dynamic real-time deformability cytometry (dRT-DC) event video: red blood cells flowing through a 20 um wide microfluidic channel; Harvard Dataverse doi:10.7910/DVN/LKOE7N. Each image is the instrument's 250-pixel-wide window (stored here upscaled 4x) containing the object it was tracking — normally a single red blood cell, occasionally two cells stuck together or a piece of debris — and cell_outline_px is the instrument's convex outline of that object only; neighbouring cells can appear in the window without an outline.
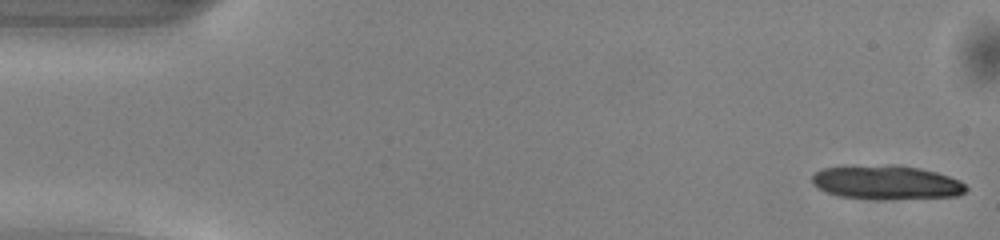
{"species": "common noctule bat (a hibernating species)", "species_latin": "Nyctalus noctula", "temperature_condition": "warm", "stored_images_in_passage": 48, "camera_frame_rate_fps": 3000, "um_per_image_px": 0.085, "animal": {"sex": "male", "body_mass_g": 13.0, "forearm_length_mm": 53.1}, "frame": {"image": 1, "passage_image": 1, "time_ms": 0.0, "image_size_px": [1000, 240], "cell_outline_px": [[968, 188], [964, 192], [956, 196], [884, 200], [880, 200], [840, 196], [824, 192], [812, 184], [812, 176], [816, 172], [824, 168], [844, 164], [900, 164], [920, 168], [936, 172], [960, 180]], "centroid_in_image_um": [75.29, 15.48], "position_along_channel_um": 9.7, "area_um2": 31.44}}
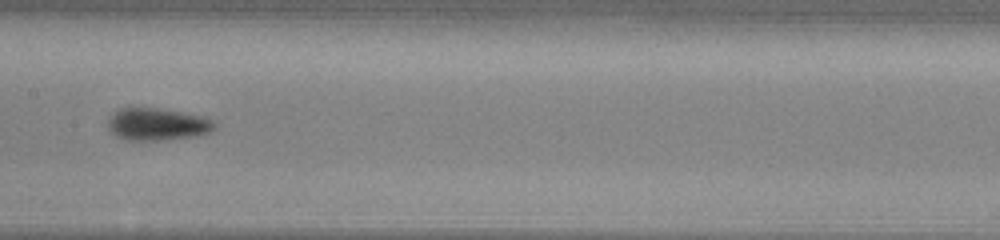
{"frame": {"image": 2, "passage_image": 25, "time_ms": 8.0, "image_size_px": [1000, 240], "cell_outline_px": [[216, 128], [208, 132], [196, 136], [160, 140], [128, 140], [116, 136], [108, 128], [108, 120], [120, 108], [156, 108], [180, 112], [200, 116], [212, 120], [216, 124]], "centroid_in_image_um": [13.37, 10.57], "position_along_channel_um": 194.0, "area_um2": 19.71}}
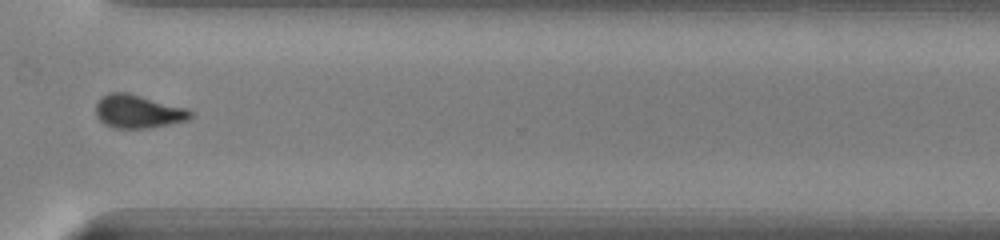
{"frame": {"image": 3, "passage_image": 37, "time_ms": 12.0, "image_size_px": [1000, 240], "cell_outline_px": [[192, 116], [188, 120], [148, 128], [112, 128], [104, 124], [96, 116], [96, 104], [108, 92], [128, 92], [188, 108], [192, 112]], "centroid_in_image_um": [11.74, 9.47], "position_along_channel_um": 358.9, "area_um2": 18.44}, "authors_computed_cell_mechanics": {"area_um2": 19.3341, "velocity_mm_per_s": 4.1311, "shape_relaxation_time_tau1_ms": 3.4187, "shape_relaxation_time_tau2_ms": 4.9654, "deformation_change_tau1": 0.1039, "deformation_change_tau2": 0.0691}}